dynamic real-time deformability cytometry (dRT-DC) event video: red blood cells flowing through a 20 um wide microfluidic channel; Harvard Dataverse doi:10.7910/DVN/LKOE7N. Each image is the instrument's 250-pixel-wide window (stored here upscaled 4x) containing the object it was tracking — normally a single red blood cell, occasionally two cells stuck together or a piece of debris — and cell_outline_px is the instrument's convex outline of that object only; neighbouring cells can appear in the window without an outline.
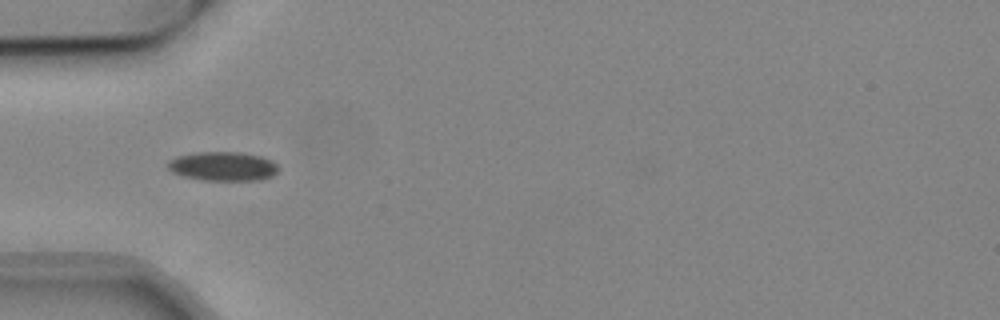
{"species": "common noctule bat (a hibernating species)", "species_latin": "Nyctalus noctula", "temperature_condition": "cold", "stored_images_in_passage": 9, "camera_frame_rate_fps": 3000, "um_per_image_px": 0.085, "animal": {"sex": "male", "body_mass_g": 19.2, "forearm_length_mm": 51.8}, "frame": {"image": 1, "passage_image": 6, "time_ms": 1.667, "image_size_px": [1000, 320], "cell_outline_px": [[280, 168], [272, 176], [260, 180], [204, 180], [184, 176], [172, 172], [168, 168], [168, 160], [176, 156], [196, 152], [240, 152], [260, 156], [272, 160]], "centroid_in_image_um": [18.95, 14.13], "position_along_channel_um": 66.0, "area_um2": 18.79}}